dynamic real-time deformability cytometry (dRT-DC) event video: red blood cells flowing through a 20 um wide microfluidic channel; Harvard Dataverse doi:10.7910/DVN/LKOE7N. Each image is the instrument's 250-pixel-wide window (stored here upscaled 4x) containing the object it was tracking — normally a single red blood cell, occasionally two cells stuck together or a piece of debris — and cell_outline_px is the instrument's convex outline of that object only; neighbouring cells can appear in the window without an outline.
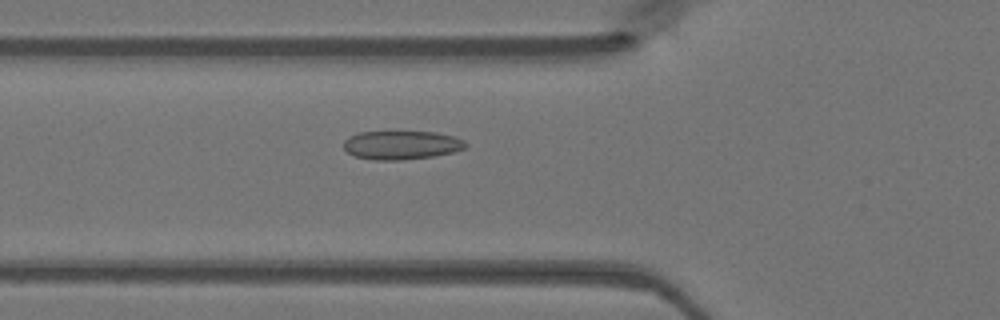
{"species": "Egyptian fruit bat (a non-hibernating species)", "species_latin": "Rousettus aegyptiacus", "temperature_condition": "warm", "stored_images_in_passage": 39, "camera_frame_rate_fps": 3000, "um_per_image_px": 0.085, "animal": {"sex": "female"}, "frame": {"image": 1, "passage_image": 8, "time_ms": 2.333, "image_size_px": [1000, 320], "cell_outline_px": [[468, 144], [464, 148], [452, 152], [432, 156], [404, 160], [372, 160], [356, 156], [348, 152], [344, 148], [344, 140], [348, 136], [360, 132], [436, 132], [456, 136], [464, 140]], "centroid_in_image_um": [34.13, 12.33], "position_along_channel_um": 91.7, "area_um2": 20.4}}
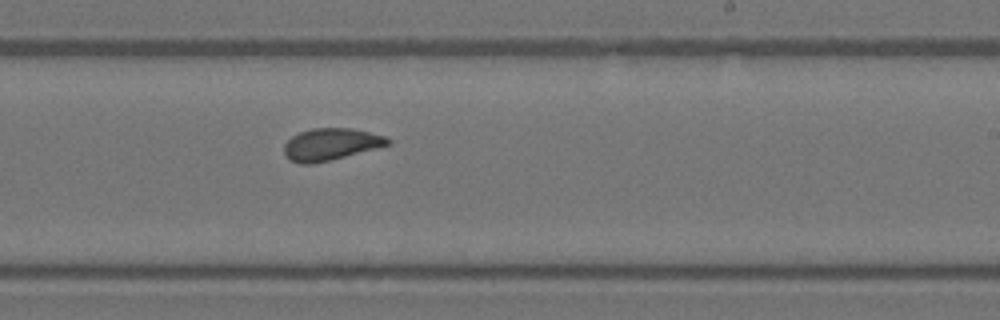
{"frame": {"image": 2, "passage_image": 20, "time_ms": 6.333, "image_size_px": [1000, 320], "cell_outline_px": [[392, 144], [312, 164], [304, 164], [288, 160], [284, 152], [284, 144], [292, 136], [300, 132], [312, 128], [352, 128], [384, 136], [392, 140]], "centroid_in_image_um": [28.1, 12.26], "position_along_channel_um": 260.9, "area_um2": 19.13}}
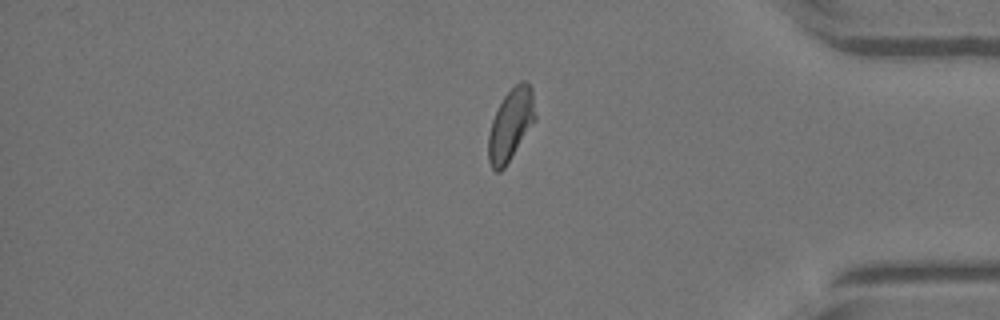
{"frame": {"image": 3, "passage_image": 31, "time_ms": 10.0, "image_size_px": [1000, 320], "cell_outline_px": [[536, 120], [504, 168], [500, 172], [496, 172], [492, 168], [488, 160], [488, 136], [492, 120], [504, 96], [520, 80], [524, 80], [532, 88], [536, 116]], "centroid_in_image_um": [43.42, 10.6], "position_along_channel_um": 391.8, "area_um2": 19.48}}